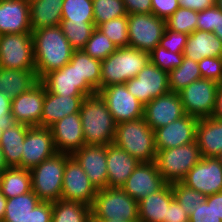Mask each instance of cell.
Wrapping results in <instances>:
<instances>
[{"mask_svg": "<svg viewBox=\"0 0 222 222\" xmlns=\"http://www.w3.org/2000/svg\"><path fill=\"white\" fill-rule=\"evenodd\" d=\"M216 158L221 162L222 165V152Z\"/></svg>", "mask_w": 222, "mask_h": 222, "instance_id": "obj_62", "label": "cell"}, {"mask_svg": "<svg viewBox=\"0 0 222 222\" xmlns=\"http://www.w3.org/2000/svg\"><path fill=\"white\" fill-rule=\"evenodd\" d=\"M91 220L139 222L138 202L122 188L99 189L91 206Z\"/></svg>", "mask_w": 222, "mask_h": 222, "instance_id": "obj_5", "label": "cell"}, {"mask_svg": "<svg viewBox=\"0 0 222 222\" xmlns=\"http://www.w3.org/2000/svg\"><path fill=\"white\" fill-rule=\"evenodd\" d=\"M174 199L171 184L138 202L139 222H164L167 208Z\"/></svg>", "mask_w": 222, "mask_h": 222, "instance_id": "obj_28", "label": "cell"}, {"mask_svg": "<svg viewBox=\"0 0 222 222\" xmlns=\"http://www.w3.org/2000/svg\"><path fill=\"white\" fill-rule=\"evenodd\" d=\"M31 32L29 4L25 0H0V35Z\"/></svg>", "mask_w": 222, "mask_h": 222, "instance_id": "obj_23", "label": "cell"}, {"mask_svg": "<svg viewBox=\"0 0 222 222\" xmlns=\"http://www.w3.org/2000/svg\"><path fill=\"white\" fill-rule=\"evenodd\" d=\"M2 133H3V129L0 127V141H1Z\"/></svg>", "mask_w": 222, "mask_h": 222, "instance_id": "obj_64", "label": "cell"}, {"mask_svg": "<svg viewBox=\"0 0 222 222\" xmlns=\"http://www.w3.org/2000/svg\"><path fill=\"white\" fill-rule=\"evenodd\" d=\"M97 28L118 48L128 46V15L103 22Z\"/></svg>", "mask_w": 222, "mask_h": 222, "instance_id": "obj_42", "label": "cell"}, {"mask_svg": "<svg viewBox=\"0 0 222 222\" xmlns=\"http://www.w3.org/2000/svg\"><path fill=\"white\" fill-rule=\"evenodd\" d=\"M28 4L32 3V2H35V1H38V0H25Z\"/></svg>", "mask_w": 222, "mask_h": 222, "instance_id": "obj_63", "label": "cell"}, {"mask_svg": "<svg viewBox=\"0 0 222 222\" xmlns=\"http://www.w3.org/2000/svg\"><path fill=\"white\" fill-rule=\"evenodd\" d=\"M6 168H8V166L5 162L4 155L0 146V172H3Z\"/></svg>", "mask_w": 222, "mask_h": 222, "instance_id": "obj_59", "label": "cell"}, {"mask_svg": "<svg viewBox=\"0 0 222 222\" xmlns=\"http://www.w3.org/2000/svg\"><path fill=\"white\" fill-rule=\"evenodd\" d=\"M185 115L178 93L169 91L144 105L143 118L154 131Z\"/></svg>", "mask_w": 222, "mask_h": 222, "instance_id": "obj_18", "label": "cell"}, {"mask_svg": "<svg viewBox=\"0 0 222 222\" xmlns=\"http://www.w3.org/2000/svg\"><path fill=\"white\" fill-rule=\"evenodd\" d=\"M12 99L5 93L0 92V127L5 130L14 123L13 114L11 113Z\"/></svg>", "mask_w": 222, "mask_h": 222, "instance_id": "obj_51", "label": "cell"}, {"mask_svg": "<svg viewBox=\"0 0 222 222\" xmlns=\"http://www.w3.org/2000/svg\"><path fill=\"white\" fill-rule=\"evenodd\" d=\"M198 11L179 7L168 19L166 26L174 31L188 35L197 30Z\"/></svg>", "mask_w": 222, "mask_h": 222, "instance_id": "obj_41", "label": "cell"}, {"mask_svg": "<svg viewBox=\"0 0 222 222\" xmlns=\"http://www.w3.org/2000/svg\"><path fill=\"white\" fill-rule=\"evenodd\" d=\"M71 156L97 190L108 187L106 146L84 145Z\"/></svg>", "mask_w": 222, "mask_h": 222, "instance_id": "obj_21", "label": "cell"}, {"mask_svg": "<svg viewBox=\"0 0 222 222\" xmlns=\"http://www.w3.org/2000/svg\"><path fill=\"white\" fill-rule=\"evenodd\" d=\"M93 14L95 27L111 19L128 15L122 0H93Z\"/></svg>", "mask_w": 222, "mask_h": 222, "instance_id": "obj_39", "label": "cell"}, {"mask_svg": "<svg viewBox=\"0 0 222 222\" xmlns=\"http://www.w3.org/2000/svg\"><path fill=\"white\" fill-rule=\"evenodd\" d=\"M213 33L222 40V11L218 8L217 28H214Z\"/></svg>", "mask_w": 222, "mask_h": 222, "instance_id": "obj_57", "label": "cell"}, {"mask_svg": "<svg viewBox=\"0 0 222 222\" xmlns=\"http://www.w3.org/2000/svg\"><path fill=\"white\" fill-rule=\"evenodd\" d=\"M45 86L39 81L30 90L12 98L11 113L16 123L27 126H40Z\"/></svg>", "mask_w": 222, "mask_h": 222, "instance_id": "obj_19", "label": "cell"}, {"mask_svg": "<svg viewBox=\"0 0 222 222\" xmlns=\"http://www.w3.org/2000/svg\"><path fill=\"white\" fill-rule=\"evenodd\" d=\"M96 92L100 90L101 61L94 59L83 50L73 51L69 62Z\"/></svg>", "mask_w": 222, "mask_h": 222, "instance_id": "obj_34", "label": "cell"}, {"mask_svg": "<svg viewBox=\"0 0 222 222\" xmlns=\"http://www.w3.org/2000/svg\"><path fill=\"white\" fill-rule=\"evenodd\" d=\"M21 168L31 170L57 153L50 128L29 126L23 143Z\"/></svg>", "mask_w": 222, "mask_h": 222, "instance_id": "obj_15", "label": "cell"}, {"mask_svg": "<svg viewBox=\"0 0 222 222\" xmlns=\"http://www.w3.org/2000/svg\"><path fill=\"white\" fill-rule=\"evenodd\" d=\"M40 202L33 191L8 198L2 222H25L27 215Z\"/></svg>", "mask_w": 222, "mask_h": 222, "instance_id": "obj_35", "label": "cell"}, {"mask_svg": "<svg viewBox=\"0 0 222 222\" xmlns=\"http://www.w3.org/2000/svg\"><path fill=\"white\" fill-rule=\"evenodd\" d=\"M61 18L72 22H94L93 0H64Z\"/></svg>", "mask_w": 222, "mask_h": 222, "instance_id": "obj_38", "label": "cell"}, {"mask_svg": "<svg viewBox=\"0 0 222 222\" xmlns=\"http://www.w3.org/2000/svg\"><path fill=\"white\" fill-rule=\"evenodd\" d=\"M166 185L154 161L140 162L121 188L139 202L152 193L162 190Z\"/></svg>", "mask_w": 222, "mask_h": 222, "instance_id": "obj_17", "label": "cell"}, {"mask_svg": "<svg viewBox=\"0 0 222 222\" xmlns=\"http://www.w3.org/2000/svg\"><path fill=\"white\" fill-rule=\"evenodd\" d=\"M32 191L31 172L20 167H8L2 172L1 192L11 198Z\"/></svg>", "mask_w": 222, "mask_h": 222, "instance_id": "obj_32", "label": "cell"}, {"mask_svg": "<svg viewBox=\"0 0 222 222\" xmlns=\"http://www.w3.org/2000/svg\"><path fill=\"white\" fill-rule=\"evenodd\" d=\"M164 222H189V214L183 210L175 198L170 202V205L167 208Z\"/></svg>", "mask_w": 222, "mask_h": 222, "instance_id": "obj_52", "label": "cell"}, {"mask_svg": "<svg viewBox=\"0 0 222 222\" xmlns=\"http://www.w3.org/2000/svg\"><path fill=\"white\" fill-rule=\"evenodd\" d=\"M182 183L206 196L222 192L221 162L216 157H202Z\"/></svg>", "mask_w": 222, "mask_h": 222, "instance_id": "obj_16", "label": "cell"}, {"mask_svg": "<svg viewBox=\"0 0 222 222\" xmlns=\"http://www.w3.org/2000/svg\"><path fill=\"white\" fill-rule=\"evenodd\" d=\"M1 179H2V172H0V191H1Z\"/></svg>", "mask_w": 222, "mask_h": 222, "instance_id": "obj_65", "label": "cell"}, {"mask_svg": "<svg viewBox=\"0 0 222 222\" xmlns=\"http://www.w3.org/2000/svg\"><path fill=\"white\" fill-rule=\"evenodd\" d=\"M98 93L117 124L143 117L144 105L127 90L125 83L106 86Z\"/></svg>", "mask_w": 222, "mask_h": 222, "instance_id": "obj_11", "label": "cell"}, {"mask_svg": "<svg viewBox=\"0 0 222 222\" xmlns=\"http://www.w3.org/2000/svg\"><path fill=\"white\" fill-rule=\"evenodd\" d=\"M50 129L55 149L59 153L72 155L85 145L79 113H73L60 119Z\"/></svg>", "mask_w": 222, "mask_h": 222, "instance_id": "obj_22", "label": "cell"}, {"mask_svg": "<svg viewBox=\"0 0 222 222\" xmlns=\"http://www.w3.org/2000/svg\"><path fill=\"white\" fill-rule=\"evenodd\" d=\"M127 90L143 105L170 91L168 73L149 62L136 77L125 83Z\"/></svg>", "mask_w": 222, "mask_h": 222, "instance_id": "obj_12", "label": "cell"}, {"mask_svg": "<svg viewBox=\"0 0 222 222\" xmlns=\"http://www.w3.org/2000/svg\"><path fill=\"white\" fill-rule=\"evenodd\" d=\"M40 82L46 90L60 96H90L97 93L70 63L45 74Z\"/></svg>", "mask_w": 222, "mask_h": 222, "instance_id": "obj_14", "label": "cell"}, {"mask_svg": "<svg viewBox=\"0 0 222 222\" xmlns=\"http://www.w3.org/2000/svg\"><path fill=\"white\" fill-rule=\"evenodd\" d=\"M152 14L168 19L179 7V0H152Z\"/></svg>", "mask_w": 222, "mask_h": 222, "instance_id": "obj_50", "label": "cell"}, {"mask_svg": "<svg viewBox=\"0 0 222 222\" xmlns=\"http://www.w3.org/2000/svg\"><path fill=\"white\" fill-rule=\"evenodd\" d=\"M0 68L35 70L32 33L0 35Z\"/></svg>", "mask_w": 222, "mask_h": 222, "instance_id": "obj_9", "label": "cell"}, {"mask_svg": "<svg viewBox=\"0 0 222 222\" xmlns=\"http://www.w3.org/2000/svg\"><path fill=\"white\" fill-rule=\"evenodd\" d=\"M117 46L97 27L86 42L83 51L94 59L103 61L117 50Z\"/></svg>", "mask_w": 222, "mask_h": 222, "instance_id": "obj_40", "label": "cell"}, {"mask_svg": "<svg viewBox=\"0 0 222 222\" xmlns=\"http://www.w3.org/2000/svg\"><path fill=\"white\" fill-rule=\"evenodd\" d=\"M183 55L196 62L205 57H222V40L213 32L195 30L188 35Z\"/></svg>", "mask_w": 222, "mask_h": 222, "instance_id": "obj_27", "label": "cell"}, {"mask_svg": "<svg viewBox=\"0 0 222 222\" xmlns=\"http://www.w3.org/2000/svg\"><path fill=\"white\" fill-rule=\"evenodd\" d=\"M201 78L198 62L184 57L180 66L168 73L170 91L178 93L193 81Z\"/></svg>", "mask_w": 222, "mask_h": 222, "instance_id": "obj_36", "label": "cell"}, {"mask_svg": "<svg viewBox=\"0 0 222 222\" xmlns=\"http://www.w3.org/2000/svg\"><path fill=\"white\" fill-rule=\"evenodd\" d=\"M79 114L85 145L113 144L117 123L98 92L83 99Z\"/></svg>", "mask_w": 222, "mask_h": 222, "instance_id": "obj_2", "label": "cell"}, {"mask_svg": "<svg viewBox=\"0 0 222 222\" xmlns=\"http://www.w3.org/2000/svg\"><path fill=\"white\" fill-rule=\"evenodd\" d=\"M180 7L190 10L202 11L214 5L213 0H179Z\"/></svg>", "mask_w": 222, "mask_h": 222, "instance_id": "obj_54", "label": "cell"}, {"mask_svg": "<svg viewBox=\"0 0 222 222\" xmlns=\"http://www.w3.org/2000/svg\"><path fill=\"white\" fill-rule=\"evenodd\" d=\"M212 117L218 120H222V83H219L218 86L216 95V105Z\"/></svg>", "mask_w": 222, "mask_h": 222, "instance_id": "obj_55", "label": "cell"}, {"mask_svg": "<svg viewBox=\"0 0 222 222\" xmlns=\"http://www.w3.org/2000/svg\"><path fill=\"white\" fill-rule=\"evenodd\" d=\"M166 29V20L149 14H128V46L150 53Z\"/></svg>", "mask_w": 222, "mask_h": 222, "instance_id": "obj_8", "label": "cell"}, {"mask_svg": "<svg viewBox=\"0 0 222 222\" xmlns=\"http://www.w3.org/2000/svg\"><path fill=\"white\" fill-rule=\"evenodd\" d=\"M25 222H52V202L38 203L27 215Z\"/></svg>", "mask_w": 222, "mask_h": 222, "instance_id": "obj_49", "label": "cell"}, {"mask_svg": "<svg viewBox=\"0 0 222 222\" xmlns=\"http://www.w3.org/2000/svg\"><path fill=\"white\" fill-rule=\"evenodd\" d=\"M91 218V207L84 203L64 200L52 202V222H89Z\"/></svg>", "mask_w": 222, "mask_h": 222, "instance_id": "obj_33", "label": "cell"}, {"mask_svg": "<svg viewBox=\"0 0 222 222\" xmlns=\"http://www.w3.org/2000/svg\"><path fill=\"white\" fill-rule=\"evenodd\" d=\"M201 77L222 83V57H205L198 62Z\"/></svg>", "mask_w": 222, "mask_h": 222, "instance_id": "obj_45", "label": "cell"}, {"mask_svg": "<svg viewBox=\"0 0 222 222\" xmlns=\"http://www.w3.org/2000/svg\"><path fill=\"white\" fill-rule=\"evenodd\" d=\"M86 96H60L51 93L45 88L41 127L50 128L60 119L79 113L83 99Z\"/></svg>", "mask_w": 222, "mask_h": 222, "instance_id": "obj_24", "label": "cell"}, {"mask_svg": "<svg viewBox=\"0 0 222 222\" xmlns=\"http://www.w3.org/2000/svg\"><path fill=\"white\" fill-rule=\"evenodd\" d=\"M64 0H38L29 4L30 26L35 30L59 26Z\"/></svg>", "mask_w": 222, "mask_h": 222, "instance_id": "obj_29", "label": "cell"}, {"mask_svg": "<svg viewBox=\"0 0 222 222\" xmlns=\"http://www.w3.org/2000/svg\"><path fill=\"white\" fill-rule=\"evenodd\" d=\"M113 144L139 162H154L156 159L155 134L143 117L117 124Z\"/></svg>", "mask_w": 222, "mask_h": 222, "instance_id": "obj_4", "label": "cell"}, {"mask_svg": "<svg viewBox=\"0 0 222 222\" xmlns=\"http://www.w3.org/2000/svg\"><path fill=\"white\" fill-rule=\"evenodd\" d=\"M150 62V54L133 47L117 48L101 61L100 89L113 84H123Z\"/></svg>", "mask_w": 222, "mask_h": 222, "instance_id": "obj_3", "label": "cell"}, {"mask_svg": "<svg viewBox=\"0 0 222 222\" xmlns=\"http://www.w3.org/2000/svg\"><path fill=\"white\" fill-rule=\"evenodd\" d=\"M150 62L167 73L180 66L183 53H173L157 45L150 53Z\"/></svg>", "mask_w": 222, "mask_h": 222, "instance_id": "obj_44", "label": "cell"}, {"mask_svg": "<svg viewBox=\"0 0 222 222\" xmlns=\"http://www.w3.org/2000/svg\"><path fill=\"white\" fill-rule=\"evenodd\" d=\"M195 141L202 157H217L222 152V120L213 117L199 119Z\"/></svg>", "mask_w": 222, "mask_h": 222, "instance_id": "obj_26", "label": "cell"}, {"mask_svg": "<svg viewBox=\"0 0 222 222\" xmlns=\"http://www.w3.org/2000/svg\"><path fill=\"white\" fill-rule=\"evenodd\" d=\"M214 4L222 11V0H215Z\"/></svg>", "mask_w": 222, "mask_h": 222, "instance_id": "obj_61", "label": "cell"}, {"mask_svg": "<svg viewBox=\"0 0 222 222\" xmlns=\"http://www.w3.org/2000/svg\"><path fill=\"white\" fill-rule=\"evenodd\" d=\"M93 222H129L124 220H92Z\"/></svg>", "mask_w": 222, "mask_h": 222, "instance_id": "obj_60", "label": "cell"}, {"mask_svg": "<svg viewBox=\"0 0 222 222\" xmlns=\"http://www.w3.org/2000/svg\"><path fill=\"white\" fill-rule=\"evenodd\" d=\"M175 200L179 202L181 207L187 214L195 211V208L206 200V195L194 190L182 182L171 184Z\"/></svg>", "mask_w": 222, "mask_h": 222, "instance_id": "obj_43", "label": "cell"}, {"mask_svg": "<svg viewBox=\"0 0 222 222\" xmlns=\"http://www.w3.org/2000/svg\"><path fill=\"white\" fill-rule=\"evenodd\" d=\"M39 81L35 70L0 68V92L11 99L27 92Z\"/></svg>", "mask_w": 222, "mask_h": 222, "instance_id": "obj_30", "label": "cell"}, {"mask_svg": "<svg viewBox=\"0 0 222 222\" xmlns=\"http://www.w3.org/2000/svg\"><path fill=\"white\" fill-rule=\"evenodd\" d=\"M70 156L57 152L30 170L32 191L41 201L61 200L65 164Z\"/></svg>", "mask_w": 222, "mask_h": 222, "instance_id": "obj_6", "label": "cell"}, {"mask_svg": "<svg viewBox=\"0 0 222 222\" xmlns=\"http://www.w3.org/2000/svg\"><path fill=\"white\" fill-rule=\"evenodd\" d=\"M195 142L166 150H157L155 163L167 184L182 182L187 173L201 160Z\"/></svg>", "mask_w": 222, "mask_h": 222, "instance_id": "obj_7", "label": "cell"}, {"mask_svg": "<svg viewBox=\"0 0 222 222\" xmlns=\"http://www.w3.org/2000/svg\"><path fill=\"white\" fill-rule=\"evenodd\" d=\"M219 83L209 79H199L178 92L185 114L198 119L212 117Z\"/></svg>", "mask_w": 222, "mask_h": 222, "instance_id": "obj_10", "label": "cell"}, {"mask_svg": "<svg viewBox=\"0 0 222 222\" xmlns=\"http://www.w3.org/2000/svg\"><path fill=\"white\" fill-rule=\"evenodd\" d=\"M6 204H7V198L0 191V222L3 221V217H4L5 209H6Z\"/></svg>", "mask_w": 222, "mask_h": 222, "instance_id": "obj_58", "label": "cell"}, {"mask_svg": "<svg viewBox=\"0 0 222 222\" xmlns=\"http://www.w3.org/2000/svg\"><path fill=\"white\" fill-rule=\"evenodd\" d=\"M218 7L214 4L210 8L198 11L197 30L213 32L217 28Z\"/></svg>", "mask_w": 222, "mask_h": 222, "instance_id": "obj_48", "label": "cell"}, {"mask_svg": "<svg viewBox=\"0 0 222 222\" xmlns=\"http://www.w3.org/2000/svg\"><path fill=\"white\" fill-rule=\"evenodd\" d=\"M189 222H222L213 210V194L208 195L206 200L195 208L189 215Z\"/></svg>", "mask_w": 222, "mask_h": 222, "instance_id": "obj_47", "label": "cell"}, {"mask_svg": "<svg viewBox=\"0 0 222 222\" xmlns=\"http://www.w3.org/2000/svg\"><path fill=\"white\" fill-rule=\"evenodd\" d=\"M213 210L222 219V192L213 194Z\"/></svg>", "mask_w": 222, "mask_h": 222, "instance_id": "obj_56", "label": "cell"}, {"mask_svg": "<svg viewBox=\"0 0 222 222\" xmlns=\"http://www.w3.org/2000/svg\"><path fill=\"white\" fill-rule=\"evenodd\" d=\"M108 188H121L140 163L125 150L110 144L106 146Z\"/></svg>", "mask_w": 222, "mask_h": 222, "instance_id": "obj_25", "label": "cell"}, {"mask_svg": "<svg viewBox=\"0 0 222 222\" xmlns=\"http://www.w3.org/2000/svg\"><path fill=\"white\" fill-rule=\"evenodd\" d=\"M60 26L74 51L84 49L96 28L94 22H72V20H61Z\"/></svg>", "mask_w": 222, "mask_h": 222, "instance_id": "obj_37", "label": "cell"}, {"mask_svg": "<svg viewBox=\"0 0 222 222\" xmlns=\"http://www.w3.org/2000/svg\"><path fill=\"white\" fill-rule=\"evenodd\" d=\"M187 38L188 34L171 30L166 26L164 35L160 40L159 46L173 53H183Z\"/></svg>", "mask_w": 222, "mask_h": 222, "instance_id": "obj_46", "label": "cell"}, {"mask_svg": "<svg viewBox=\"0 0 222 222\" xmlns=\"http://www.w3.org/2000/svg\"><path fill=\"white\" fill-rule=\"evenodd\" d=\"M127 14H149L152 13V0H122Z\"/></svg>", "mask_w": 222, "mask_h": 222, "instance_id": "obj_53", "label": "cell"}, {"mask_svg": "<svg viewBox=\"0 0 222 222\" xmlns=\"http://www.w3.org/2000/svg\"><path fill=\"white\" fill-rule=\"evenodd\" d=\"M31 33L35 72L39 80L50 71L60 69L70 62L74 50L60 25L35 30Z\"/></svg>", "mask_w": 222, "mask_h": 222, "instance_id": "obj_1", "label": "cell"}, {"mask_svg": "<svg viewBox=\"0 0 222 222\" xmlns=\"http://www.w3.org/2000/svg\"><path fill=\"white\" fill-rule=\"evenodd\" d=\"M97 191L82 167L70 156L65 164L61 200L81 202L91 207Z\"/></svg>", "mask_w": 222, "mask_h": 222, "instance_id": "obj_13", "label": "cell"}, {"mask_svg": "<svg viewBox=\"0 0 222 222\" xmlns=\"http://www.w3.org/2000/svg\"><path fill=\"white\" fill-rule=\"evenodd\" d=\"M29 126L21 123H14L3 130L0 146L8 167H20L23 151V143Z\"/></svg>", "mask_w": 222, "mask_h": 222, "instance_id": "obj_31", "label": "cell"}, {"mask_svg": "<svg viewBox=\"0 0 222 222\" xmlns=\"http://www.w3.org/2000/svg\"><path fill=\"white\" fill-rule=\"evenodd\" d=\"M198 118L185 114L154 130L157 150H166L195 142Z\"/></svg>", "mask_w": 222, "mask_h": 222, "instance_id": "obj_20", "label": "cell"}]
</instances>
